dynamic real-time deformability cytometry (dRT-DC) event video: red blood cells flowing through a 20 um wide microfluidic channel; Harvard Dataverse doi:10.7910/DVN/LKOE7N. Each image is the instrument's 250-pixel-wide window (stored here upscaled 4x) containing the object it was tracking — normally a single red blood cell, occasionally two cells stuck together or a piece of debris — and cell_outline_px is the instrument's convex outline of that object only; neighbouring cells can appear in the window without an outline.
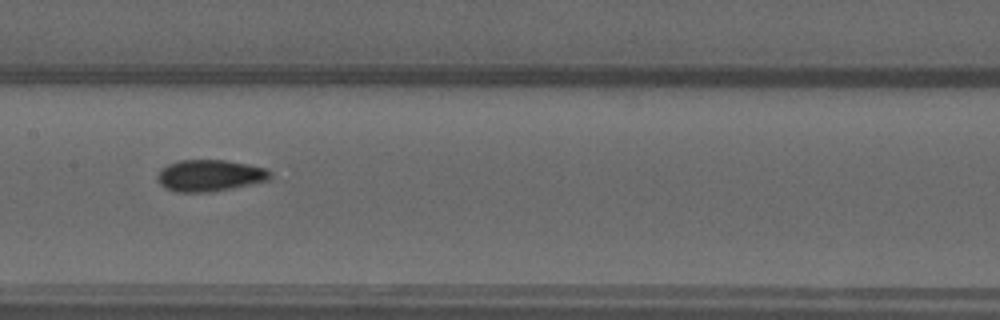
{"species": "common noctule bat (a hibernating species)", "species_latin": "Nyctalus noctula", "temperature_condition": "warm", "stored_images_in_passage": 37, "camera_frame_rate_fps": 3000, "um_per_image_px": 0.085, "animal": {"sex": "male", "forearm_length_mm": 52.5}, "frame": {"image": 1, "passage_image": 17, "time_ms": 5.333, "image_size_px": [1000, 320], "cell_outline_px": [[272, 176], [268, 180], [252, 184], [212, 192], [176, 192], [164, 188], [156, 180], [156, 176], [160, 168], [176, 160], [224, 160], [248, 164], [268, 168], [272, 172]], "centroid_in_image_um": [17.81, 14.92], "position_along_channel_um": 189.6, "area_um2": 21.15}}
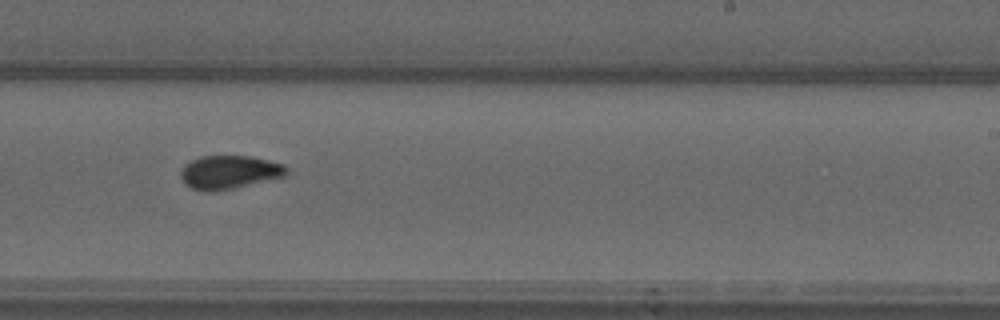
{"frame": {"image": 2, "passage_image": 23, "time_ms": 7.333, "image_size_px": [1000, 320], "cell_outline_px": [[288, 176], [232, 188], [192, 188], [180, 176], [180, 172], [184, 164], [200, 156], [252, 156], [284, 164], [288, 168]], "centroid_in_image_um": [19.58, 14.58], "position_along_channel_um": 269.4, "area_um2": 20.0}}
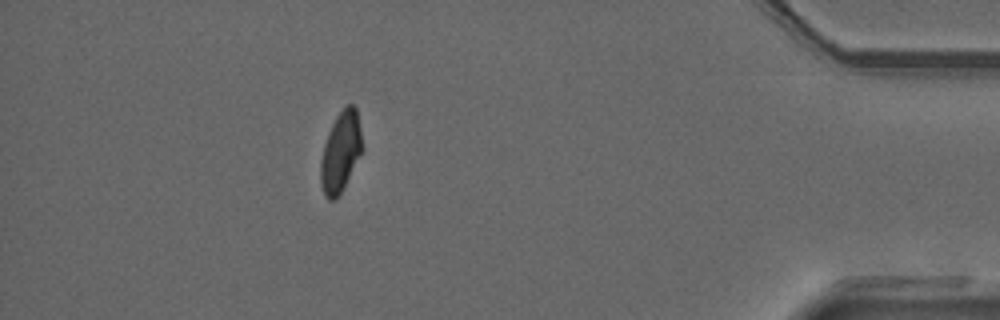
{"frame": {"image": 3, "passage_image": 37, "time_ms": 12.0, "image_size_px": [1000, 320], "cell_outline_px": [[364, 148], [340, 192], [332, 200], [328, 200], [324, 196], [320, 180], [320, 160], [324, 144], [328, 132], [336, 116], [344, 104], [352, 104], [356, 108]], "centroid_in_image_um": [28.95, 12.86], "position_along_channel_um": 406.3, "area_um2": 19.36}, "authors_computed_cell_mechanics": {"area_um2": 20.519, "velocity_mm_per_s": 4.0181, "shape_relaxation_time_tau1_ms": 7.1442, "shape_relaxation_time_tau2_ms": 1.2746, "deformation_change_tau1": 0.1831, "deformation_change_tau2": 0.0448}}